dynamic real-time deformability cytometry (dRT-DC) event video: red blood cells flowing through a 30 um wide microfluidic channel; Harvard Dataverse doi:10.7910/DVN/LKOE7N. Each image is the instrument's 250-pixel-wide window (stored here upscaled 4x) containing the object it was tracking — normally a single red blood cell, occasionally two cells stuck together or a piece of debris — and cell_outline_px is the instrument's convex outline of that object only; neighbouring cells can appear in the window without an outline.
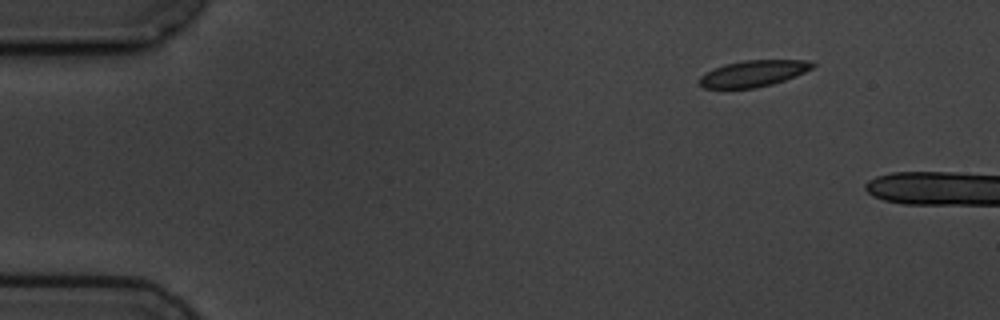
{"species": "common noctule bat (a hibernating species)", "species_latin": "Nyctalus noctula", "temperature_condition": "cold", "stored_images_in_passage": 3, "camera_frame_rate_fps": 3000, "um_per_image_px": 0.085, "animal": {"sex": "male", "body_mass_g": 19.5, "forearm_length_mm": 54.6}, "frame": {"image": 1, "passage_image": 1, "time_ms": 0.0, "image_size_px": [1000, 320], "cell_outline_px": [[816, 64], [812, 68], [796, 76], [772, 84], [756, 88], [704, 88], [700, 84], [700, 76], [712, 68], [724, 64], [744, 60], [808, 60]], "centroid_in_image_um": [64.03, 6.24], "position_along_channel_um": 21.0, "area_um2": 17.34}}